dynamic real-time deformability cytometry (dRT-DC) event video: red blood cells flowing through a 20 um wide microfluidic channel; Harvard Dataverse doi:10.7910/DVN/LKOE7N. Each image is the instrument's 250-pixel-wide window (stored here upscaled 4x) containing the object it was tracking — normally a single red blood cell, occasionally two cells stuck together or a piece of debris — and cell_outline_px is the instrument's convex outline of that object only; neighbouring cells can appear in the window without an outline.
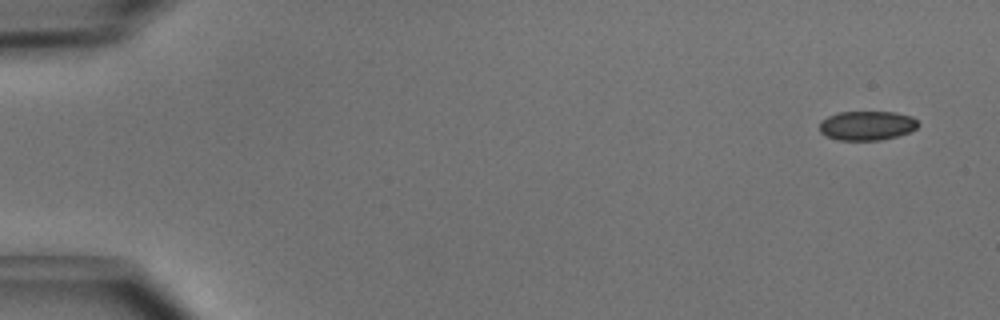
{"species": "common noctule bat (a hibernating species)", "species_latin": "Nyctalus noctula", "temperature_condition": "cold", "stored_images_in_passage": 4, "camera_frame_rate_fps": 3000, "um_per_image_px": 0.085, "animal": {"sex": "male", "body_mass_g": 15.6}, "frame": {"image": 1, "passage_image": 1, "time_ms": 0.0, "image_size_px": [1000, 320], "cell_outline_px": [[920, 124], [916, 128], [908, 132], [896, 136], [880, 140], [836, 140], [820, 132], [820, 120], [828, 116], [840, 112], [896, 112], [912, 116]], "centroid_in_image_um": [73.69, 10.67], "position_along_channel_um": 11.3, "area_um2": 16.82}}